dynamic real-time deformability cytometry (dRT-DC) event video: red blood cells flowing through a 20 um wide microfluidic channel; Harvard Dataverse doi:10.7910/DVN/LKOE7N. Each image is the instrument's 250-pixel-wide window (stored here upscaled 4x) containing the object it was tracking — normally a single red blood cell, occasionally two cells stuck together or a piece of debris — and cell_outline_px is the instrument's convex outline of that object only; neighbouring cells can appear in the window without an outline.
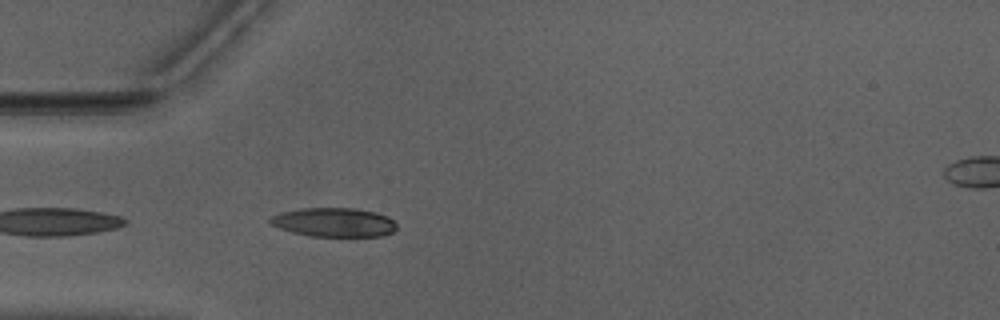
{"species": "Egyptian fruit bat (a non-hibernating species)", "species_latin": "Rousettus aegyptiacus", "temperature_condition": "warm", "stored_images_in_passage": 24, "camera_frame_rate_fps": 3000, "um_per_image_px": 0.085, "animal": {"sex": "male"}, "frame": {"image": 1, "passage_image": 2, "time_ms": 0.333, "image_size_px": [1000, 320], "cell_outline_px": [[396, 228], [392, 232], [384, 236], [308, 236], [292, 232], [280, 228], [272, 224], [268, 220], [272, 216], [280, 212], [300, 208], [356, 208], [376, 212], [388, 216], [396, 224]], "centroid_in_image_um": [28.39, 18.89], "position_along_channel_um": 56.6, "area_um2": 21.44}}
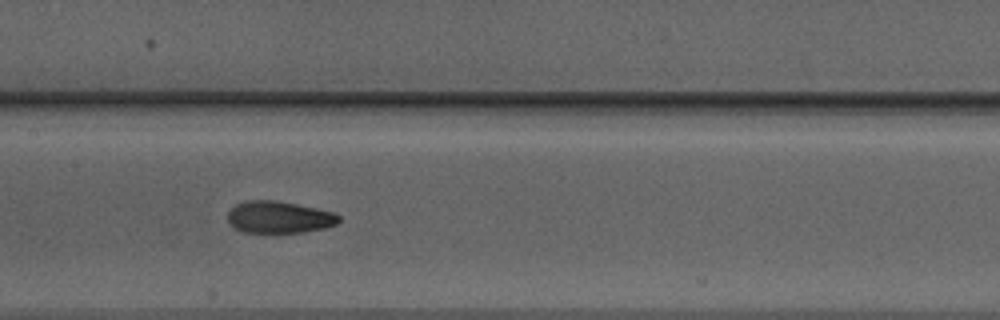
{"frame": {"image": 2, "passage_image": 12, "time_ms": 3.667, "image_size_px": [1000, 320], "cell_outline_px": [[340, 220], [336, 224], [324, 228], [300, 232], [244, 232], [236, 228], [228, 220], [228, 212], [236, 204], [248, 200], [276, 200], [336, 212], [340, 216]], "centroid_in_image_um": [23.75, 18.45], "position_along_channel_um": 183.7, "area_um2": 20.52}}
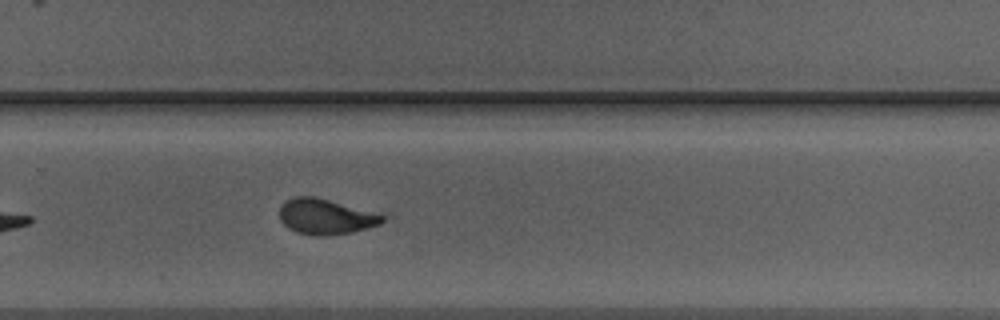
{"frame": {"image": 3, "passage_image": 21, "time_ms": 6.667, "image_size_px": [1000, 320], "cell_outline_px": [[392, 216], [380, 224], [352, 232], [316, 236], [312, 236], [296, 232], [288, 228], [280, 220], [280, 208], [288, 200], [296, 196], [312, 196]], "centroid_in_image_um": [27.74, 18.42], "position_along_channel_um": 302.1, "area_um2": 21.21}}